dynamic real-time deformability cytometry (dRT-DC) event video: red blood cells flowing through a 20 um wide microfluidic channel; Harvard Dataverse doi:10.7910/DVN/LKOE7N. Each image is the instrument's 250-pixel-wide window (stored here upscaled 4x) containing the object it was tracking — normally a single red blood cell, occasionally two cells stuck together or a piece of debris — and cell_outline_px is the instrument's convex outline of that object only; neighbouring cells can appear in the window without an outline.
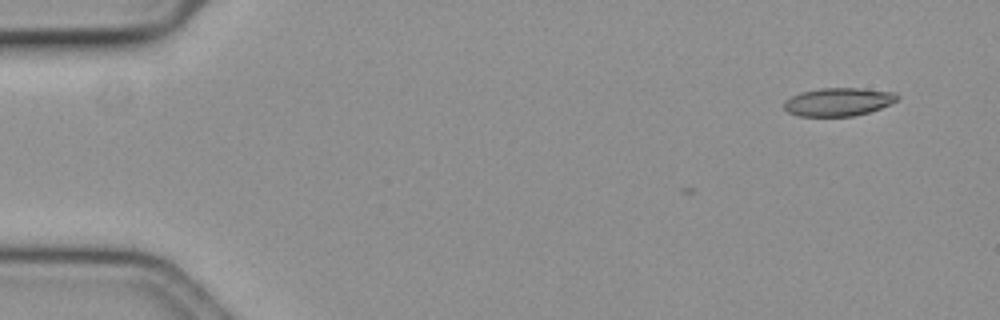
{"species": "common noctule bat (a hibernating species)", "species_latin": "Nyctalus noctula", "temperature_condition": "cold", "stored_images_in_passage": 2, "camera_frame_rate_fps": 3000, "um_per_image_px": 0.085, "animal": {"sex": "female", "body_mass_g": 19.3, "forearm_length_mm": 54.1}, "frame": {"image": 1, "passage_image": 2, "time_ms": 0.333, "image_size_px": [1000, 320], "cell_outline_px": [[900, 96], [896, 100], [880, 108], [868, 112], [852, 116], [800, 116], [788, 112], [784, 108], [784, 100], [800, 92], [820, 88], [860, 88], [896, 92]], "centroid_in_image_um": [71.24, 8.65], "position_along_channel_um": 13.8, "area_um2": 18.55}}